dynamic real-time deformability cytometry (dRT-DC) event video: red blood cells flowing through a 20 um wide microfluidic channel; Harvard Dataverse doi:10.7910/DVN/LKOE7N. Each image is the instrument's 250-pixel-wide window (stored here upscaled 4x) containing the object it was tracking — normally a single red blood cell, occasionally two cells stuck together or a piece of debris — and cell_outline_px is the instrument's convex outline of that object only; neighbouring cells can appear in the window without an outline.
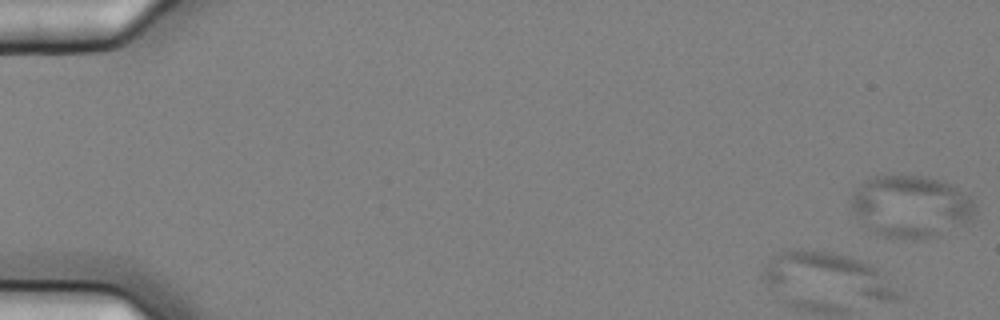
{"species": "common noctule bat (a hibernating species)", "species_latin": "Nyctalus noctula", "temperature_condition": "cold", "stored_images_in_passage": 6, "camera_frame_rate_fps": 3000, "um_per_image_px": 0.085, "animal": {"sex": "female", "body_mass_g": 25.1}, "frame": {"image": 1, "passage_image": 1, "time_ms": 0.0, "image_size_px": [1000, 320], "cell_outline_px": [[904, 296], [900, 300], [884, 300], [768, 284], [760, 276], [760, 272], [768, 260], [776, 252], [800, 248], [832, 252], [848, 256], [860, 260], [880, 268]], "centroid_in_image_um": [70.44, 23.32], "position_along_channel_um": 14.6, "area_um2": 34.1}}